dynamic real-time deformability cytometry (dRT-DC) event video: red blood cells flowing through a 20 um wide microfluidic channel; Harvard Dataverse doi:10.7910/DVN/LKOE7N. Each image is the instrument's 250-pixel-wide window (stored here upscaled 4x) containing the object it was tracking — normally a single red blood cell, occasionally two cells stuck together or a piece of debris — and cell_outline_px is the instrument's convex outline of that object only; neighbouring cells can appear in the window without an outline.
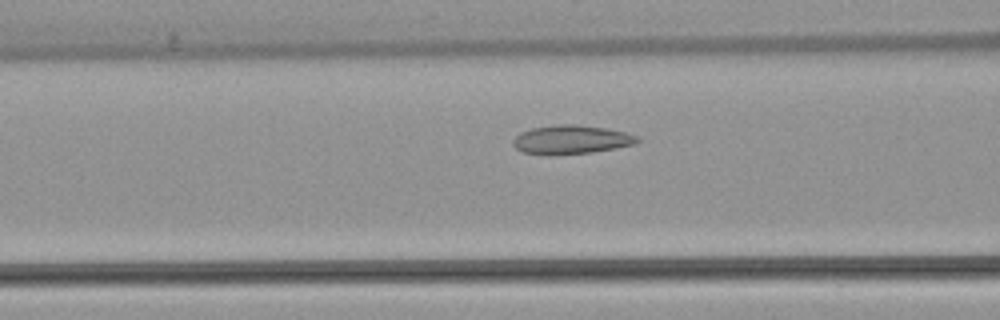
{"species": "common noctule bat (a hibernating species)", "species_latin": "Nyctalus noctula", "temperature_condition": "warm", "stored_images_in_passage": 49, "camera_frame_rate_fps": 3000, "um_per_image_px": 0.085, "animal": {"sex": "female", "body_mass_g": 22.7, "forearm_length_mm": 54.2}, "frame": {"image": 1, "passage_image": 17, "time_ms": 5.333, "image_size_px": [1000, 320], "cell_outline_px": [[640, 140], [636, 144], [616, 148], [592, 152], [524, 152], [516, 148], [512, 144], [512, 140], [520, 132], [532, 128], [560, 124], [576, 124], [604, 128], [624, 132], [640, 136]], "centroid_in_image_um": [48.62, 11.82], "position_along_channel_um": 118.0, "area_um2": 20.06}}
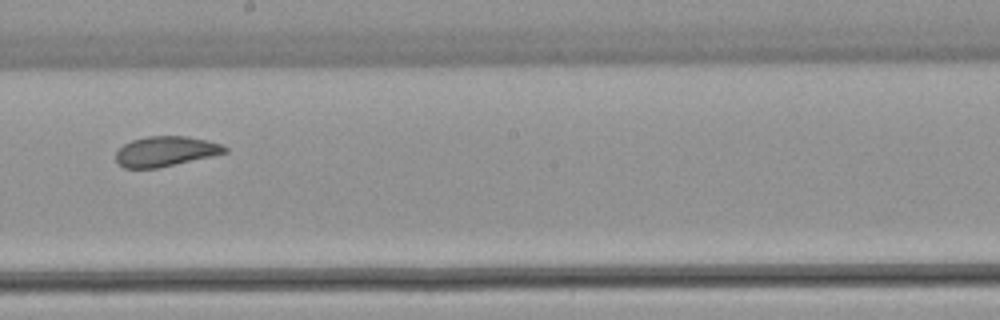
{"frame": {"image": 2, "passage_image": 26, "time_ms": 8.333, "image_size_px": [1000, 320], "cell_outline_px": [[228, 152], [212, 156], [156, 168], [124, 168], [116, 160], [116, 152], [124, 144], [132, 140], [148, 136], [188, 136], [208, 140], [220, 144], [228, 148]], "centroid_in_image_um": [14.09, 12.85], "position_along_channel_um": 234.1, "area_um2": 18.96}}
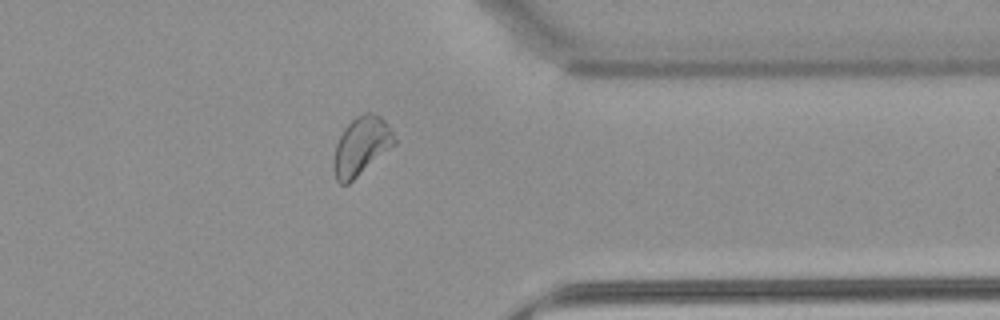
{"frame": {"image": 3, "passage_image": 38, "time_ms": 12.333, "image_size_px": [1000, 320], "cell_outline_px": [[396, 144], [348, 184], [340, 184], [336, 180], [332, 168], [332, 160], [336, 144], [344, 128], [356, 116], [364, 112], [372, 112], [380, 116], [388, 124], [396, 140]], "centroid_in_image_um": [30.69, 12.42], "position_along_channel_um": 380.7, "area_um2": 20.75}, "authors_computed_cell_mechanics": {"area_um2": 21.0392, "velocity_mm_per_s": 3.8757, "shape_relaxation_time_tau1_ms": 7.8808, "shape_relaxation_time_tau2_ms": 1.2561, "deformation_change_tau1": 0.1507, "deformation_change_tau2": 0.0632}}